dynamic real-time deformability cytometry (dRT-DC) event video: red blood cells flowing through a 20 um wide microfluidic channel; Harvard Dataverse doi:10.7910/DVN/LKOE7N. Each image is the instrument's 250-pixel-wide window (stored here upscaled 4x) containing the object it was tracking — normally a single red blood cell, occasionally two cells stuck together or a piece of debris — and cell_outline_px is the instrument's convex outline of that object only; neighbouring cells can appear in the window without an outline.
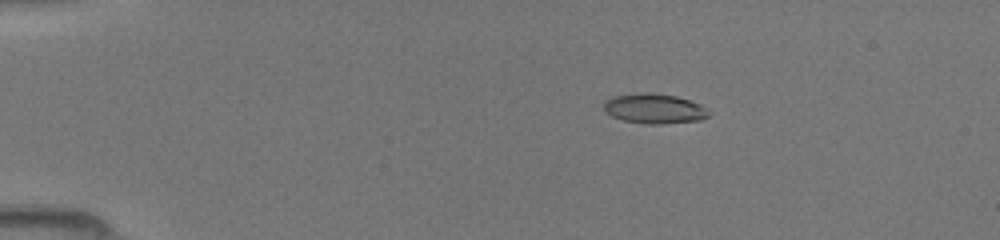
{"species": "common noctule bat (a hibernating species)", "species_latin": "Nyctalus noctula", "temperature_condition": "room temperature", "stored_images_in_passage": 16, "camera_frame_rate_fps": 3000, "um_per_image_px": 0.085, "animal": {"sex": "female", "body_mass_g": 19.5, "forearm_length_mm": 54.1}, "frame": {"image": 1, "passage_image": 7, "time_ms": 2.0, "image_size_px": [1000, 240], "cell_outline_px": [[712, 112], [708, 116], [700, 120], [660, 124], [644, 124], [624, 120], [612, 116], [604, 112], [604, 100], [616, 96], [636, 92], [652, 92], [676, 96], [700, 104], [708, 108]], "centroid_in_image_um": [55.62, 9.22], "position_along_channel_um": 29.4, "area_um2": 18.5}}
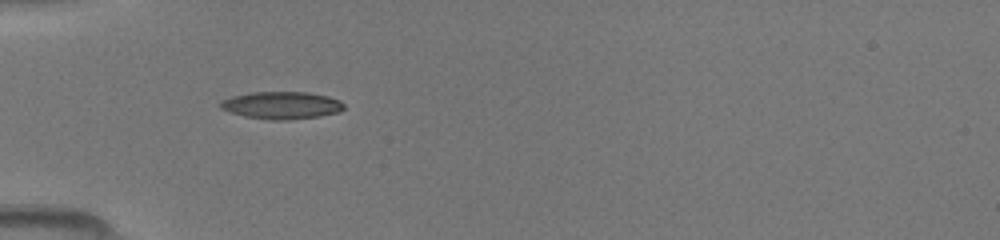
{"frame": {"image": 2, "passage_image": 13, "time_ms": 4.0, "image_size_px": [1000, 240], "cell_outline_px": [[344, 108], [340, 112], [320, 116], [288, 120], [268, 120], [244, 116], [220, 108], [216, 104], [220, 100], [232, 96], [252, 92], [308, 92], [328, 96], [340, 100], [344, 104]], "centroid_in_image_um": [23.92, 8.95], "position_along_channel_um": 61.1, "area_um2": 19.94}}
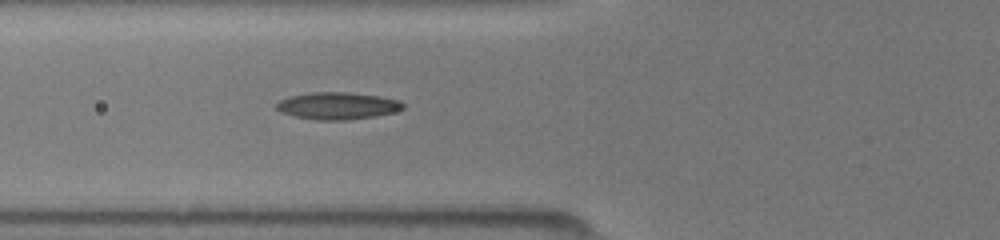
{"frame": {"image": 3, "passage_image": 16, "time_ms": 5.0, "image_size_px": [1000, 240], "cell_outline_px": [[404, 108], [392, 112], [376, 116], [348, 120], [316, 120], [296, 116], [280, 112], [276, 108], [276, 104], [280, 100], [292, 96], [312, 92], [348, 92], [380, 96], [400, 100], [404, 104]], "centroid_in_image_um": [28.71, 8.99], "position_along_channel_um": 97.1, "area_um2": 19.94}}